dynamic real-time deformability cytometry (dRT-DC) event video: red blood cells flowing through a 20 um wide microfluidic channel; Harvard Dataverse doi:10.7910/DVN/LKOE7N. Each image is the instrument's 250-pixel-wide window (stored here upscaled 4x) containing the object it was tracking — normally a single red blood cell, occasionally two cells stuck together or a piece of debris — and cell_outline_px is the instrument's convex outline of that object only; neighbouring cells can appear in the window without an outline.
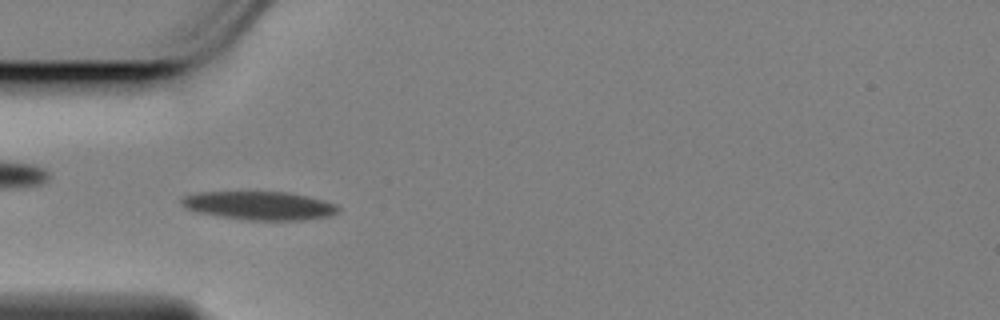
{"species": "Egyptian fruit bat (a non-hibernating species)", "species_latin": "Rousettus aegyptiacus", "temperature_condition": "cold", "stored_images_in_passage": 46, "camera_frame_rate_fps": 3000, "um_per_image_px": 0.085, "animal": {"sex": "female"}, "frame": {"image": 1, "passage_image": 14, "time_ms": 4.333, "image_size_px": [1000, 320], "cell_outline_px": [[340, 212], [328, 216], [300, 220], [244, 220], [192, 212], [184, 208], [180, 204], [180, 200], [184, 196], [200, 192], [284, 192], [304, 196], [336, 204], [340, 208]], "centroid_in_image_um": [21.96, 17.49], "position_along_channel_um": 63.0, "area_um2": 26.01}}
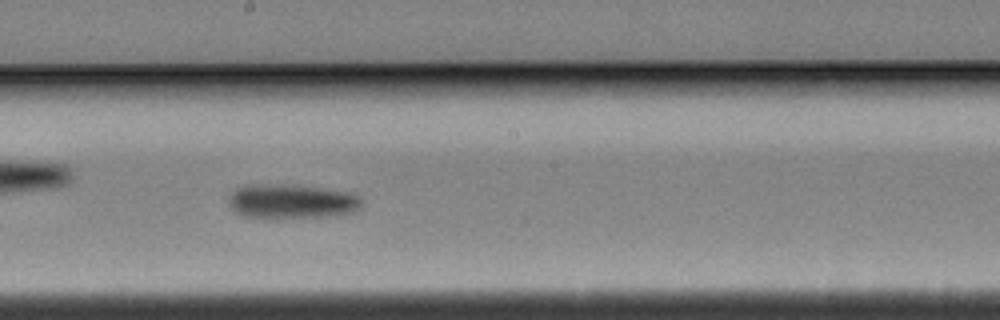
{"frame": {"image": 2, "passage_image": 28, "time_ms": 9.0, "image_size_px": [1000, 320], "cell_outline_px": [[364, 204], [356, 212], [332, 216], [276, 220], [264, 220], [244, 216], [236, 212], [228, 204], [228, 196], [236, 188], [256, 184], [260, 184], [316, 188], [348, 192], [360, 196]], "centroid_in_image_um": [24.78, 17.19], "position_along_channel_um": 223.4, "area_um2": 27.22}}
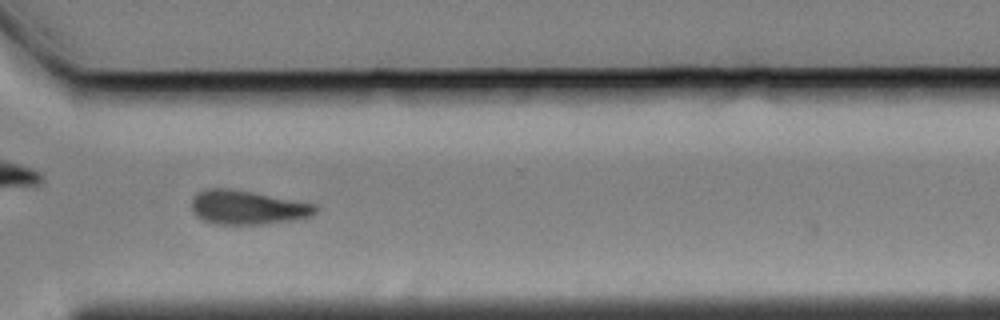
{"frame": {"image": 3, "passage_image": 39, "time_ms": 12.667, "image_size_px": [1000, 320], "cell_outline_px": [[320, 208], [312, 216], [304, 220], [264, 224], [212, 224], [196, 216], [192, 212], [192, 196], [196, 192], [204, 188], [228, 188], [316, 204]], "centroid_in_image_um": [21.05, 17.65], "position_along_channel_um": 349.5, "area_um2": 25.03}, "authors_computed_cell_mechanics": {"area_um2": 25.4609, "velocity_mm_per_s": 3.4455, "shape_relaxation_time_tau1_ms": 3.9588, "shape_relaxation_time_tau2_ms": null, "deformation_change_tau1": 0.1245, "deformation_change_tau2": null}}